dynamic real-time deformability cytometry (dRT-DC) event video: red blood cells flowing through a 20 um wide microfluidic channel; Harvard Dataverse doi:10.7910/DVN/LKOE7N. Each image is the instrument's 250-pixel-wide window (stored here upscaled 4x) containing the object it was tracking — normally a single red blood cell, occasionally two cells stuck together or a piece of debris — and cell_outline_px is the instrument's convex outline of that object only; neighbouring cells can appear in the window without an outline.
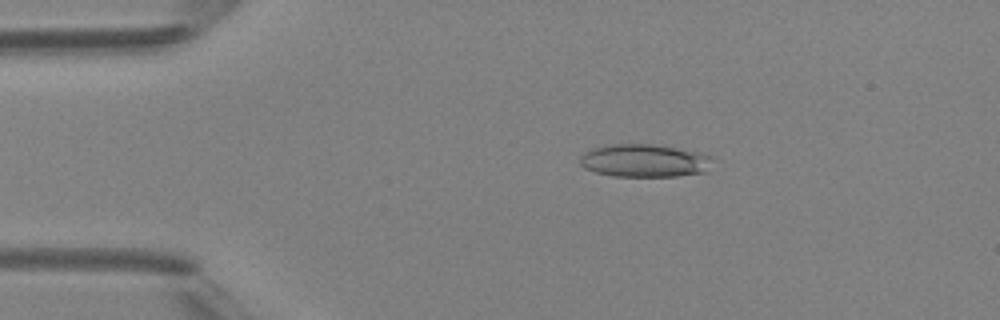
{"species": "Egyptian fruit bat (a non-hibernating species)", "species_latin": "Rousettus aegyptiacus", "temperature_condition": "room temperature", "stored_images_in_passage": 2, "camera_frame_rate_fps": 3000, "um_per_image_px": 0.085, "animal": {"sex": "female"}, "frame": {"image": 1, "passage_image": 1, "time_ms": 0.0, "image_size_px": [1000, 320], "cell_outline_px": [[720, 160], [704, 172], [676, 176], [612, 176], [596, 172], [584, 168], [580, 164], [580, 156], [584, 152], [592, 148], [604, 144], [652, 144], [676, 148], [716, 156]], "centroid_in_image_um": [54.84, 13.65], "position_along_channel_um": 30.2, "area_um2": 25.89}}